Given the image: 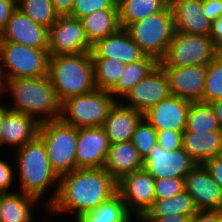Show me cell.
<instances>
[{
  "label": "cell",
  "instance_id": "6da1fadb",
  "mask_svg": "<svg viewBox=\"0 0 222 222\" xmlns=\"http://www.w3.org/2000/svg\"><path fill=\"white\" fill-rule=\"evenodd\" d=\"M116 192L117 182L104 168L76 169L59 177L58 193L47 213L52 217L69 213L76 219L95 210Z\"/></svg>",
  "mask_w": 222,
  "mask_h": 222
},
{
  "label": "cell",
  "instance_id": "7a4b0ae2",
  "mask_svg": "<svg viewBox=\"0 0 222 222\" xmlns=\"http://www.w3.org/2000/svg\"><path fill=\"white\" fill-rule=\"evenodd\" d=\"M12 153H15L13 162L15 161L17 169L15 170L16 181L18 180L16 184H19L17 191L36 198L40 203L45 201L41 208L44 207L43 210L47 212V208L57 196L59 177L51 168L43 140L37 135ZM49 189L53 191L51 196L45 194ZM44 196L48 198L45 199ZM43 198L44 200H41Z\"/></svg>",
  "mask_w": 222,
  "mask_h": 222
},
{
  "label": "cell",
  "instance_id": "3957f363",
  "mask_svg": "<svg viewBox=\"0 0 222 222\" xmlns=\"http://www.w3.org/2000/svg\"><path fill=\"white\" fill-rule=\"evenodd\" d=\"M6 93L13 98L8 106L12 111L32 116L39 123L60 118L62 102L48 75L7 80Z\"/></svg>",
  "mask_w": 222,
  "mask_h": 222
},
{
  "label": "cell",
  "instance_id": "277c9868",
  "mask_svg": "<svg viewBox=\"0 0 222 222\" xmlns=\"http://www.w3.org/2000/svg\"><path fill=\"white\" fill-rule=\"evenodd\" d=\"M48 77L61 102L96 89L90 52L50 56Z\"/></svg>",
  "mask_w": 222,
  "mask_h": 222
},
{
  "label": "cell",
  "instance_id": "5b68a950",
  "mask_svg": "<svg viewBox=\"0 0 222 222\" xmlns=\"http://www.w3.org/2000/svg\"><path fill=\"white\" fill-rule=\"evenodd\" d=\"M125 30L146 56L159 62L175 32L172 9L168 5L160 12L129 24Z\"/></svg>",
  "mask_w": 222,
  "mask_h": 222
},
{
  "label": "cell",
  "instance_id": "8992f818",
  "mask_svg": "<svg viewBox=\"0 0 222 222\" xmlns=\"http://www.w3.org/2000/svg\"><path fill=\"white\" fill-rule=\"evenodd\" d=\"M38 136L43 140L51 168L58 177L76 170L77 128L60 119L41 122Z\"/></svg>",
  "mask_w": 222,
  "mask_h": 222
},
{
  "label": "cell",
  "instance_id": "52a82bcc",
  "mask_svg": "<svg viewBox=\"0 0 222 222\" xmlns=\"http://www.w3.org/2000/svg\"><path fill=\"white\" fill-rule=\"evenodd\" d=\"M117 99L106 90L72 96L61 103L60 120L75 128L100 127Z\"/></svg>",
  "mask_w": 222,
  "mask_h": 222
},
{
  "label": "cell",
  "instance_id": "ba28073f",
  "mask_svg": "<svg viewBox=\"0 0 222 222\" xmlns=\"http://www.w3.org/2000/svg\"><path fill=\"white\" fill-rule=\"evenodd\" d=\"M221 51L210 37L175 31L161 67L208 65Z\"/></svg>",
  "mask_w": 222,
  "mask_h": 222
},
{
  "label": "cell",
  "instance_id": "9c48e42d",
  "mask_svg": "<svg viewBox=\"0 0 222 222\" xmlns=\"http://www.w3.org/2000/svg\"><path fill=\"white\" fill-rule=\"evenodd\" d=\"M48 49H36L0 41V59L6 80L48 75Z\"/></svg>",
  "mask_w": 222,
  "mask_h": 222
},
{
  "label": "cell",
  "instance_id": "30bf717a",
  "mask_svg": "<svg viewBox=\"0 0 222 222\" xmlns=\"http://www.w3.org/2000/svg\"><path fill=\"white\" fill-rule=\"evenodd\" d=\"M155 179L145 168L124 176L117 182L120 193L128 212L138 222L150 209L155 201Z\"/></svg>",
  "mask_w": 222,
  "mask_h": 222
},
{
  "label": "cell",
  "instance_id": "8fae6325",
  "mask_svg": "<svg viewBox=\"0 0 222 222\" xmlns=\"http://www.w3.org/2000/svg\"><path fill=\"white\" fill-rule=\"evenodd\" d=\"M92 44L86 37L78 18L59 16L48 29V52L50 56L91 52Z\"/></svg>",
  "mask_w": 222,
  "mask_h": 222
},
{
  "label": "cell",
  "instance_id": "7c38bea8",
  "mask_svg": "<svg viewBox=\"0 0 222 222\" xmlns=\"http://www.w3.org/2000/svg\"><path fill=\"white\" fill-rule=\"evenodd\" d=\"M170 95L167 75L158 64L146 78L130 89L120 101L128 107L144 113Z\"/></svg>",
  "mask_w": 222,
  "mask_h": 222
},
{
  "label": "cell",
  "instance_id": "4fadbf2b",
  "mask_svg": "<svg viewBox=\"0 0 222 222\" xmlns=\"http://www.w3.org/2000/svg\"><path fill=\"white\" fill-rule=\"evenodd\" d=\"M196 165L183 148L169 151L158 143L144 159V168L154 179L185 178Z\"/></svg>",
  "mask_w": 222,
  "mask_h": 222
},
{
  "label": "cell",
  "instance_id": "5bb4252c",
  "mask_svg": "<svg viewBox=\"0 0 222 222\" xmlns=\"http://www.w3.org/2000/svg\"><path fill=\"white\" fill-rule=\"evenodd\" d=\"M109 149L102 126L77 128L76 169L103 168Z\"/></svg>",
  "mask_w": 222,
  "mask_h": 222
},
{
  "label": "cell",
  "instance_id": "9a60e30c",
  "mask_svg": "<svg viewBox=\"0 0 222 222\" xmlns=\"http://www.w3.org/2000/svg\"><path fill=\"white\" fill-rule=\"evenodd\" d=\"M184 186L198 210H222V190L204 164H197L185 176Z\"/></svg>",
  "mask_w": 222,
  "mask_h": 222
},
{
  "label": "cell",
  "instance_id": "2e32d148",
  "mask_svg": "<svg viewBox=\"0 0 222 222\" xmlns=\"http://www.w3.org/2000/svg\"><path fill=\"white\" fill-rule=\"evenodd\" d=\"M0 41L13 42L36 49H48V29L33 22L16 8L0 34Z\"/></svg>",
  "mask_w": 222,
  "mask_h": 222
},
{
  "label": "cell",
  "instance_id": "e0dca14e",
  "mask_svg": "<svg viewBox=\"0 0 222 222\" xmlns=\"http://www.w3.org/2000/svg\"><path fill=\"white\" fill-rule=\"evenodd\" d=\"M162 68L167 75L171 95L188 101H202L207 65Z\"/></svg>",
  "mask_w": 222,
  "mask_h": 222
},
{
  "label": "cell",
  "instance_id": "ac0fdd59",
  "mask_svg": "<svg viewBox=\"0 0 222 222\" xmlns=\"http://www.w3.org/2000/svg\"><path fill=\"white\" fill-rule=\"evenodd\" d=\"M190 102L170 95L144 112V118L157 131L172 129L183 132L186 129Z\"/></svg>",
  "mask_w": 222,
  "mask_h": 222
},
{
  "label": "cell",
  "instance_id": "d6986e66",
  "mask_svg": "<svg viewBox=\"0 0 222 222\" xmlns=\"http://www.w3.org/2000/svg\"><path fill=\"white\" fill-rule=\"evenodd\" d=\"M90 53L92 58H113L124 64L136 62L145 56L124 28H120L112 35L96 40L92 44Z\"/></svg>",
  "mask_w": 222,
  "mask_h": 222
},
{
  "label": "cell",
  "instance_id": "ffe728a7",
  "mask_svg": "<svg viewBox=\"0 0 222 222\" xmlns=\"http://www.w3.org/2000/svg\"><path fill=\"white\" fill-rule=\"evenodd\" d=\"M175 31L210 36L211 22L204 16L202 0H169Z\"/></svg>",
  "mask_w": 222,
  "mask_h": 222
},
{
  "label": "cell",
  "instance_id": "44dd1931",
  "mask_svg": "<svg viewBox=\"0 0 222 222\" xmlns=\"http://www.w3.org/2000/svg\"><path fill=\"white\" fill-rule=\"evenodd\" d=\"M40 123L32 116L9 110L1 126L0 147L16 150L38 135Z\"/></svg>",
  "mask_w": 222,
  "mask_h": 222
},
{
  "label": "cell",
  "instance_id": "7402d4cb",
  "mask_svg": "<svg viewBox=\"0 0 222 222\" xmlns=\"http://www.w3.org/2000/svg\"><path fill=\"white\" fill-rule=\"evenodd\" d=\"M143 118L144 113L117 100L102 125L110 144L130 141L136 127Z\"/></svg>",
  "mask_w": 222,
  "mask_h": 222
},
{
  "label": "cell",
  "instance_id": "603a6c76",
  "mask_svg": "<svg viewBox=\"0 0 222 222\" xmlns=\"http://www.w3.org/2000/svg\"><path fill=\"white\" fill-rule=\"evenodd\" d=\"M104 170L119 182L124 176L144 168V159L130 141L110 144Z\"/></svg>",
  "mask_w": 222,
  "mask_h": 222
},
{
  "label": "cell",
  "instance_id": "cb8c5ba5",
  "mask_svg": "<svg viewBox=\"0 0 222 222\" xmlns=\"http://www.w3.org/2000/svg\"><path fill=\"white\" fill-rule=\"evenodd\" d=\"M182 148L196 164H205L222 153V131H183Z\"/></svg>",
  "mask_w": 222,
  "mask_h": 222
},
{
  "label": "cell",
  "instance_id": "d4e9b609",
  "mask_svg": "<svg viewBox=\"0 0 222 222\" xmlns=\"http://www.w3.org/2000/svg\"><path fill=\"white\" fill-rule=\"evenodd\" d=\"M41 205L36 198L20 191L2 193L0 222H36L35 207Z\"/></svg>",
  "mask_w": 222,
  "mask_h": 222
},
{
  "label": "cell",
  "instance_id": "484cf974",
  "mask_svg": "<svg viewBox=\"0 0 222 222\" xmlns=\"http://www.w3.org/2000/svg\"><path fill=\"white\" fill-rule=\"evenodd\" d=\"M135 220V221H134ZM74 222H136L117 191L95 210L79 215Z\"/></svg>",
  "mask_w": 222,
  "mask_h": 222
},
{
  "label": "cell",
  "instance_id": "4316f807",
  "mask_svg": "<svg viewBox=\"0 0 222 222\" xmlns=\"http://www.w3.org/2000/svg\"><path fill=\"white\" fill-rule=\"evenodd\" d=\"M158 64L159 62L155 58L146 55L141 60L126 64L117 83L109 92L117 100H121L130 89L146 78Z\"/></svg>",
  "mask_w": 222,
  "mask_h": 222
},
{
  "label": "cell",
  "instance_id": "83f0119b",
  "mask_svg": "<svg viewBox=\"0 0 222 222\" xmlns=\"http://www.w3.org/2000/svg\"><path fill=\"white\" fill-rule=\"evenodd\" d=\"M80 20L91 44L98 39L116 33L121 28L118 10L95 11Z\"/></svg>",
  "mask_w": 222,
  "mask_h": 222
},
{
  "label": "cell",
  "instance_id": "f1b7e54d",
  "mask_svg": "<svg viewBox=\"0 0 222 222\" xmlns=\"http://www.w3.org/2000/svg\"><path fill=\"white\" fill-rule=\"evenodd\" d=\"M169 0H121L118 6L121 28L164 10Z\"/></svg>",
  "mask_w": 222,
  "mask_h": 222
},
{
  "label": "cell",
  "instance_id": "f546056e",
  "mask_svg": "<svg viewBox=\"0 0 222 222\" xmlns=\"http://www.w3.org/2000/svg\"><path fill=\"white\" fill-rule=\"evenodd\" d=\"M197 210L192 197L184 190L173 197L155 200L144 216H167L174 214L192 216Z\"/></svg>",
  "mask_w": 222,
  "mask_h": 222
},
{
  "label": "cell",
  "instance_id": "4dcf8cb0",
  "mask_svg": "<svg viewBox=\"0 0 222 222\" xmlns=\"http://www.w3.org/2000/svg\"><path fill=\"white\" fill-rule=\"evenodd\" d=\"M221 130L212 106L208 102L191 101L184 131L206 132Z\"/></svg>",
  "mask_w": 222,
  "mask_h": 222
},
{
  "label": "cell",
  "instance_id": "1f68e13d",
  "mask_svg": "<svg viewBox=\"0 0 222 222\" xmlns=\"http://www.w3.org/2000/svg\"><path fill=\"white\" fill-rule=\"evenodd\" d=\"M97 89L109 91L118 81L126 64L113 58H92Z\"/></svg>",
  "mask_w": 222,
  "mask_h": 222
},
{
  "label": "cell",
  "instance_id": "d6a6232c",
  "mask_svg": "<svg viewBox=\"0 0 222 222\" xmlns=\"http://www.w3.org/2000/svg\"><path fill=\"white\" fill-rule=\"evenodd\" d=\"M16 7L33 22L49 29L57 20L52 0H16Z\"/></svg>",
  "mask_w": 222,
  "mask_h": 222
},
{
  "label": "cell",
  "instance_id": "836d02e7",
  "mask_svg": "<svg viewBox=\"0 0 222 222\" xmlns=\"http://www.w3.org/2000/svg\"><path fill=\"white\" fill-rule=\"evenodd\" d=\"M222 99V51L207 65L202 101L211 103Z\"/></svg>",
  "mask_w": 222,
  "mask_h": 222
},
{
  "label": "cell",
  "instance_id": "e575fe53",
  "mask_svg": "<svg viewBox=\"0 0 222 222\" xmlns=\"http://www.w3.org/2000/svg\"><path fill=\"white\" fill-rule=\"evenodd\" d=\"M131 142L145 159L150 150L157 144V130L143 118L136 127Z\"/></svg>",
  "mask_w": 222,
  "mask_h": 222
},
{
  "label": "cell",
  "instance_id": "d590c367",
  "mask_svg": "<svg viewBox=\"0 0 222 222\" xmlns=\"http://www.w3.org/2000/svg\"><path fill=\"white\" fill-rule=\"evenodd\" d=\"M100 10H118V6L115 0H75L69 16L81 19Z\"/></svg>",
  "mask_w": 222,
  "mask_h": 222
},
{
  "label": "cell",
  "instance_id": "8d00e7d4",
  "mask_svg": "<svg viewBox=\"0 0 222 222\" xmlns=\"http://www.w3.org/2000/svg\"><path fill=\"white\" fill-rule=\"evenodd\" d=\"M155 200L170 198L185 190L184 178L155 179Z\"/></svg>",
  "mask_w": 222,
  "mask_h": 222
},
{
  "label": "cell",
  "instance_id": "74e56055",
  "mask_svg": "<svg viewBox=\"0 0 222 222\" xmlns=\"http://www.w3.org/2000/svg\"><path fill=\"white\" fill-rule=\"evenodd\" d=\"M12 164H14L12 166ZM10 164L5 159H0V192L9 193L17 191L16 186H12L16 182L15 162ZM13 188V189H12ZM12 189V190H11ZM15 189V190H14Z\"/></svg>",
  "mask_w": 222,
  "mask_h": 222
},
{
  "label": "cell",
  "instance_id": "f35d334b",
  "mask_svg": "<svg viewBox=\"0 0 222 222\" xmlns=\"http://www.w3.org/2000/svg\"><path fill=\"white\" fill-rule=\"evenodd\" d=\"M157 143L166 150H178L182 148V131L172 129L158 130Z\"/></svg>",
  "mask_w": 222,
  "mask_h": 222
},
{
  "label": "cell",
  "instance_id": "ab89813d",
  "mask_svg": "<svg viewBox=\"0 0 222 222\" xmlns=\"http://www.w3.org/2000/svg\"><path fill=\"white\" fill-rule=\"evenodd\" d=\"M204 165L210 171L213 180L222 190V153L209 159Z\"/></svg>",
  "mask_w": 222,
  "mask_h": 222
},
{
  "label": "cell",
  "instance_id": "60d3db41",
  "mask_svg": "<svg viewBox=\"0 0 222 222\" xmlns=\"http://www.w3.org/2000/svg\"><path fill=\"white\" fill-rule=\"evenodd\" d=\"M222 218V210H197L189 218V222H220Z\"/></svg>",
  "mask_w": 222,
  "mask_h": 222
},
{
  "label": "cell",
  "instance_id": "b9f144b4",
  "mask_svg": "<svg viewBox=\"0 0 222 222\" xmlns=\"http://www.w3.org/2000/svg\"><path fill=\"white\" fill-rule=\"evenodd\" d=\"M204 16L213 22L222 16V0H202Z\"/></svg>",
  "mask_w": 222,
  "mask_h": 222
},
{
  "label": "cell",
  "instance_id": "7bdbcfd3",
  "mask_svg": "<svg viewBox=\"0 0 222 222\" xmlns=\"http://www.w3.org/2000/svg\"><path fill=\"white\" fill-rule=\"evenodd\" d=\"M16 8V0H0V34Z\"/></svg>",
  "mask_w": 222,
  "mask_h": 222
},
{
  "label": "cell",
  "instance_id": "ee69618b",
  "mask_svg": "<svg viewBox=\"0 0 222 222\" xmlns=\"http://www.w3.org/2000/svg\"><path fill=\"white\" fill-rule=\"evenodd\" d=\"M191 216L167 215V216H143L138 222H189Z\"/></svg>",
  "mask_w": 222,
  "mask_h": 222
},
{
  "label": "cell",
  "instance_id": "f6af8a7d",
  "mask_svg": "<svg viewBox=\"0 0 222 222\" xmlns=\"http://www.w3.org/2000/svg\"><path fill=\"white\" fill-rule=\"evenodd\" d=\"M210 39L222 51V16L211 22Z\"/></svg>",
  "mask_w": 222,
  "mask_h": 222
},
{
  "label": "cell",
  "instance_id": "bcb514c9",
  "mask_svg": "<svg viewBox=\"0 0 222 222\" xmlns=\"http://www.w3.org/2000/svg\"><path fill=\"white\" fill-rule=\"evenodd\" d=\"M75 0H52L54 9L59 16H67L72 12Z\"/></svg>",
  "mask_w": 222,
  "mask_h": 222
},
{
  "label": "cell",
  "instance_id": "7dc6e473",
  "mask_svg": "<svg viewBox=\"0 0 222 222\" xmlns=\"http://www.w3.org/2000/svg\"><path fill=\"white\" fill-rule=\"evenodd\" d=\"M214 110L215 116L218 119L222 131V100H216L210 103Z\"/></svg>",
  "mask_w": 222,
  "mask_h": 222
},
{
  "label": "cell",
  "instance_id": "c3c4849f",
  "mask_svg": "<svg viewBox=\"0 0 222 222\" xmlns=\"http://www.w3.org/2000/svg\"><path fill=\"white\" fill-rule=\"evenodd\" d=\"M6 88H7V80L5 77V74L3 72V67H2V63H1V59H0V97L5 96L6 93Z\"/></svg>",
  "mask_w": 222,
  "mask_h": 222
},
{
  "label": "cell",
  "instance_id": "681fc988",
  "mask_svg": "<svg viewBox=\"0 0 222 222\" xmlns=\"http://www.w3.org/2000/svg\"><path fill=\"white\" fill-rule=\"evenodd\" d=\"M0 134H1V126H2V122L4 120V117H5V114L10 110L8 108V103H3L1 100H0Z\"/></svg>",
  "mask_w": 222,
  "mask_h": 222
}]
</instances>
